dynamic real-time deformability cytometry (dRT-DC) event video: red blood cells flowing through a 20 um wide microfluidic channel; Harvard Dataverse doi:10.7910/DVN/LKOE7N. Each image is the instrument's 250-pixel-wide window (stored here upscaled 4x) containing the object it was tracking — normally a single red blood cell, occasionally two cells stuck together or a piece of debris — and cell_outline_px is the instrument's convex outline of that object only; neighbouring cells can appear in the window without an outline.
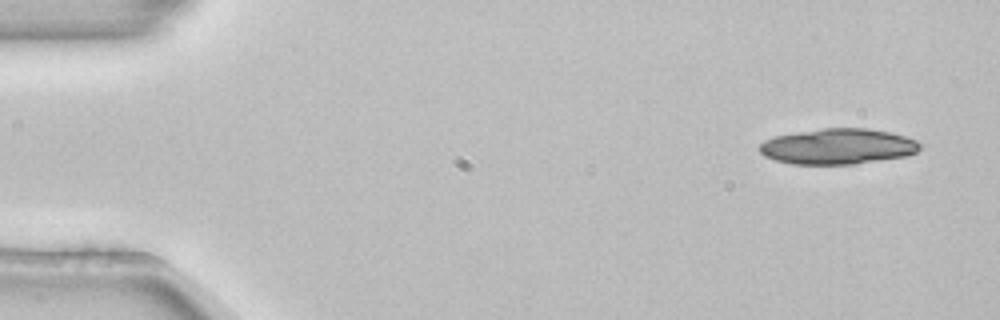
{"species": "common noctule bat (a hibernating species)", "species_latin": "Nyctalus noctula", "temperature_condition": "room temperature", "stored_images_in_passage": 7, "camera_frame_rate_fps": 3000, "um_per_image_px": 0.085, "animal": {"sex": "female", "body_mass_g": 22.7, "forearm_length_mm": 54.2}, "frame": {"image": 1, "passage_image": 1, "time_ms": 0.0, "image_size_px": [1000, 320], "cell_outline_px": [[924, 144], [916, 152], [904, 156], [856, 164], [792, 164], [776, 160], [764, 156], [756, 148], [764, 140], [776, 136], [820, 128], [868, 128], [888, 132], [904, 136], [916, 140]], "centroid_in_image_um": [71.21, 12.44], "position_along_channel_um": 13.8, "area_um2": 33.35}}
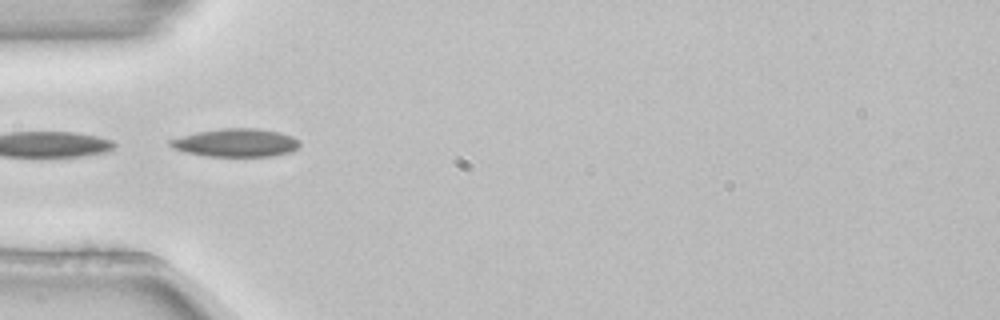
{"frame": {"image": 2, "passage_image": 5, "time_ms": 1.333, "image_size_px": [1000, 320], "cell_outline_px": [[300, 148], [292, 152], [272, 156], [208, 156], [184, 152], [172, 148], [168, 144], [168, 140], [196, 132], [224, 128], [256, 128], [280, 132], [292, 136], [300, 140]], "centroid_in_image_um": [20.08, 12.13], "position_along_channel_um": 64.9, "area_um2": 21.44}}